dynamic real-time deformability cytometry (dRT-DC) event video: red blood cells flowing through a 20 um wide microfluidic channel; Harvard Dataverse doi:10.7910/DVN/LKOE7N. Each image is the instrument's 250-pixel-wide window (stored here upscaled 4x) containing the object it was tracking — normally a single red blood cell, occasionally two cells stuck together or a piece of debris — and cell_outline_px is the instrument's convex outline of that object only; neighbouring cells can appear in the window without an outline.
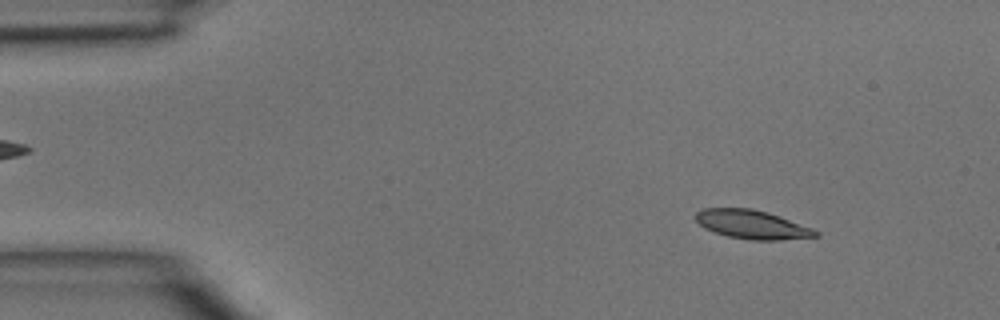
{"species": "common noctule bat (a hibernating species)", "species_latin": "Nyctalus noctula", "temperature_condition": "room temperature", "stored_images_in_passage": 47, "camera_frame_rate_fps": 3000, "um_per_image_px": 0.085, "animal": {"sex": "male", "body_mass_g": 15.6}, "frame": {"image": 1, "passage_image": 5, "time_ms": 1.333, "image_size_px": [1000, 320], "cell_outline_px": [[820, 236], [780, 240], [748, 240], [728, 236], [704, 228], [692, 216], [696, 212], [704, 208], [752, 208], [768, 212], [812, 228], [820, 232]], "centroid_in_image_um": [63.91, 19.08], "position_along_channel_um": 21.1, "area_um2": 20.17}}
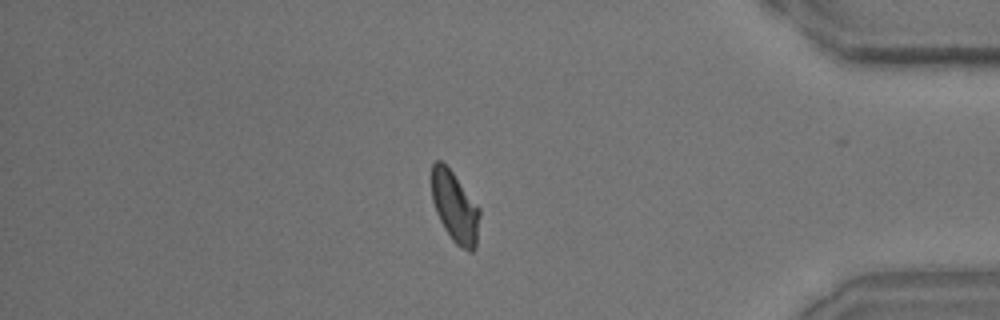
{"frame": {"image": 2, "passage_image": 39, "time_ms": 12.667, "image_size_px": [1000, 320], "cell_outline_px": [[480, 216], [476, 248], [472, 252], [468, 252], [456, 244], [452, 240], [444, 228], [436, 212], [432, 200], [432, 164], [436, 160], [440, 160], [452, 172], [480, 208]], "centroid_in_image_um": [38.68, 17.64], "position_along_channel_um": 396.5, "area_um2": 19.77}}
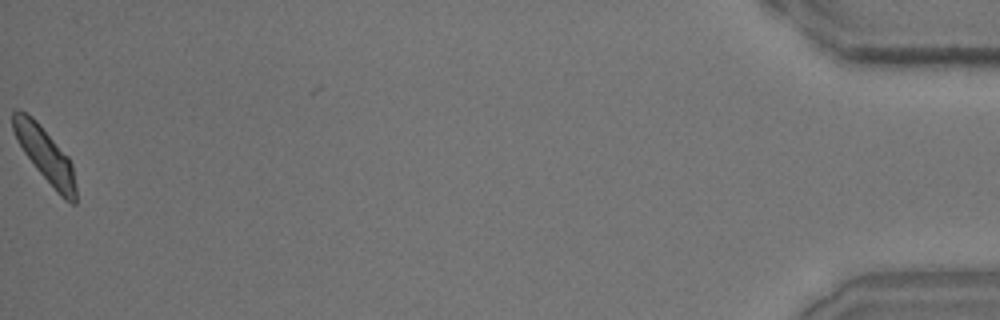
{"frame": {"image": 3, "passage_image": 46, "time_ms": 15.0, "image_size_px": [1000, 320], "cell_outline_px": [[76, 204], [72, 204], [64, 200], [56, 192], [36, 168], [24, 152], [16, 140], [12, 128], [12, 112], [16, 108], [20, 108], [32, 116], [36, 120], [68, 156], [72, 164], [76, 188]], "centroid_in_image_um": [3.82, 13.14], "position_along_channel_um": 431.4, "area_um2": 20.06}}